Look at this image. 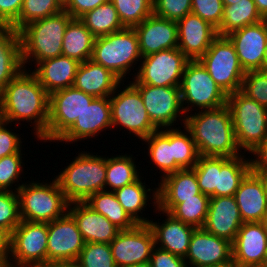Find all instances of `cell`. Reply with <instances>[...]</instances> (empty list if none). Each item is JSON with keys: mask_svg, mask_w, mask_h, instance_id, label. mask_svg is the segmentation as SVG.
<instances>
[{"mask_svg": "<svg viewBox=\"0 0 267 267\" xmlns=\"http://www.w3.org/2000/svg\"><path fill=\"white\" fill-rule=\"evenodd\" d=\"M30 72V73H29ZM50 95L31 70L23 69L0 94L3 121L34 120L35 137L47 141Z\"/></svg>", "mask_w": 267, "mask_h": 267, "instance_id": "obj_1", "label": "cell"}, {"mask_svg": "<svg viewBox=\"0 0 267 267\" xmlns=\"http://www.w3.org/2000/svg\"><path fill=\"white\" fill-rule=\"evenodd\" d=\"M178 118L190 131L200 156L236 157L242 152L237 145L232 115L228 105L199 110Z\"/></svg>", "mask_w": 267, "mask_h": 267, "instance_id": "obj_2", "label": "cell"}, {"mask_svg": "<svg viewBox=\"0 0 267 267\" xmlns=\"http://www.w3.org/2000/svg\"><path fill=\"white\" fill-rule=\"evenodd\" d=\"M71 19L63 10L56 15L33 21L18 31L24 69L30 61L37 64L62 55L63 37Z\"/></svg>", "mask_w": 267, "mask_h": 267, "instance_id": "obj_3", "label": "cell"}, {"mask_svg": "<svg viewBox=\"0 0 267 267\" xmlns=\"http://www.w3.org/2000/svg\"><path fill=\"white\" fill-rule=\"evenodd\" d=\"M55 177L66 200L85 202L93 193L105 190L106 157L81 152Z\"/></svg>", "mask_w": 267, "mask_h": 267, "instance_id": "obj_4", "label": "cell"}, {"mask_svg": "<svg viewBox=\"0 0 267 267\" xmlns=\"http://www.w3.org/2000/svg\"><path fill=\"white\" fill-rule=\"evenodd\" d=\"M29 181L15 187L19 197L20 217L23 221L52 222L68 211L69 202L56 178L51 183Z\"/></svg>", "mask_w": 267, "mask_h": 267, "instance_id": "obj_5", "label": "cell"}, {"mask_svg": "<svg viewBox=\"0 0 267 267\" xmlns=\"http://www.w3.org/2000/svg\"><path fill=\"white\" fill-rule=\"evenodd\" d=\"M139 59L142 56L134 28L125 27L95 38L91 60L112 71L122 82Z\"/></svg>", "mask_w": 267, "mask_h": 267, "instance_id": "obj_6", "label": "cell"}, {"mask_svg": "<svg viewBox=\"0 0 267 267\" xmlns=\"http://www.w3.org/2000/svg\"><path fill=\"white\" fill-rule=\"evenodd\" d=\"M235 138L241 150L250 153L267 137V108L240 90L227 95Z\"/></svg>", "mask_w": 267, "mask_h": 267, "instance_id": "obj_7", "label": "cell"}, {"mask_svg": "<svg viewBox=\"0 0 267 267\" xmlns=\"http://www.w3.org/2000/svg\"><path fill=\"white\" fill-rule=\"evenodd\" d=\"M180 93L185 116L193 110L192 107L207 110L227 104V94L216 84L199 60L187 62L180 83Z\"/></svg>", "mask_w": 267, "mask_h": 267, "instance_id": "obj_8", "label": "cell"}, {"mask_svg": "<svg viewBox=\"0 0 267 267\" xmlns=\"http://www.w3.org/2000/svg\"><path fill=\"white\" fill-rule=\"evenodd\" d=\"M120 85L109 96L112 128L121 126L143 140L159 129L151 122L139 90L131 81L123 91L118 90Z\"/></svg>", "mask_w": 267, "mask_h": 267, "instance_id": "obj_9", "label": "cell"}, {"mask_svg": "<svg viewBox=\"0 0 267 267\" xmlns=\"http://www.w3.org/2000/svg\"><path fill=\"white\" fill-rule=\"evenodd\" d=\"M199 61L227 95L241 89L245 71L239 63L234 44L227 36L218 35Z\"/></svg>", "mask_w": 267, "mask_h": 267, "instance_id": "obj_10", "label": "cell"}, {"mask_svg": "<svg viewBox=\"0 0 267 267\" xmlns=\"http://www.w3.org/2000/svg\"><path fill=\"white\" fill-rule=\"evenodd\" d=\"M47 241L48 223L21 220L10 234L11 267H47Z\"/></svg>", "mask_w": 267, "mask_h": 267, "instance_id": "obj_11", "label": "cell"}, {"mask_svg": "<svg viewBox=\"0 0 267 267\" xmlns=\"http://www.w3.org/2000/svg\"><path fill=\"white\" fill-rule=\"evenodd\" d=\"M143 60V61H142ZM132 84L180 87L189 59L178 49H168L142 57Z\"/></svg>", "mask_w": 267, "mask_h": 267, "instance_id": "obj_12", "label": "cell"}, {"mask_svg": "<svg viewBox=\"0 0 267 267\" xmlns=\"http://www.w3.org/2000/svg\"><path fill=\"white\" fill-rule=\"evenodd\" d=\"M95 97L70 86L50 94L47 140L57 141Z\"/></svg>", "mask_w": 267, "mask_h": 267, "instance_id": "obj_13", "label": "cell"}, {"mask_svg": "<svg viewBox=\"0 0 267 267\" xmlns=\"http://www.w3.org/2000/svg\"><path fill=\"white\" fill-rule=\"evenodd\" d=\"M140 92L151 122L158 129L171 128L185 114L180 87L133 84ZM175 121V122H174Z\"/></svg>", "mask_w": 267, "mask_h": 267, "instance_id": "obj_14", "label": "cell"}, {"mask_svg": "<svg viewBox=\"0 0 267 267\" xmlns=\"http://www.w3.org/2000/svg\"><path fill=\"white\" fill-rule=\"evenodd\" d=\"M154 247V235L148 224H137L132 229L120 230L110 243L117 267L149 262Z\"/></svg>", "mask_w": 267, "mask_h": 267, "instance_id": "obj_15", "label": "cell"}, {"mask_svg": "<svg viewBox=\"0 0 267 267\" xmlns=\"http://www.w3.org/2000/svg\"><path fill=\"white\" fill-rule=\"evenodd\" d=\"M84 245L77 223L68 211L62 217L48 222L47 267L78 259Z\"/></svg>", "mask_w": 267, "mask_h": 267, "instance_id": "obj_16", "label": "cell"}, {"mask_svg": "<svg viewBox=\"0 0 267 267\" xmlns=\"http://www.w3.org/2000/svg\"><path fill=\"white\" fill-rule=\"evenodd\" d=\"M237 267H267V233L261 222L243 223L232 242Z\"/></svg>", "mask_w": 267, "mask_h": 267, "instance_id": "obj_17", "label": "cell"}, {"mask_svg": "<svg viewBox=\"0 0 267 267\" xmlns=\"http://www.w3.org/2000/svg\"><path fill=\"white\" fill-rule=\"evenodd\" d=\"M185 261L187 266L190 265L191 267L229 264L233 262L232 243L205 231L203 228H196L192 233Z\"/></svg>", "mask_w": 267, "mask_h": 267, "instance_id": "obj_18", "label": "cell"}, {"mask_svg": "<svg viewBox=\"0 0 267 267\" xmlns=\"http://www.w3.org/2000/svg\"><path fill=\"white\" fill-rule=\"evenodd\" d=\"M227 37L234 44L239 63L245 72L263 69L267 44L265 19L233 31Z\"/></svg>", "mask_w": 267, "mask_h": 267, "instance_id": "obj_19", "label": "cell"}, {"mask_svg": "<svg viewBox=\"0 0 267 267\" xmlns=\"http://www.w3.org/2000/svg\"><path fill=\"white\" fill-rule=\"evenodd\" d=\"M139 42L141 56L178 47L177 21L152 13L141 24L133 27Z\"/></svg>", "mask_w": 267, "mask_h": 267, "instance_id": "obj_20", "label": "cell"}, {"mask_svg": "<svg viewBox=\"0 0 267 267\" xmlns=\"http://www.w3.org/2000/svg\"><path fill=\"white\" fill-rule=\"evenodd\" d=\"M177 26V48L189 60H199L218 36L215 27L193 13L178 20Z\"/></svg>", "mask_w": 267, "mask_h": 267, "instance_id": "obj_21", "label": "cell"}, {"mask_svg": "<svg viewBox=\"0 0 267 267\" xmlns=\"http://www.w3.org/2000/svg\"><path fill=\"white\" fill-rule=\"evenodd\" d=\"M112 127L111 104L109 97H95L77 117L74 124L57 140L77 142L88 137L98 136L99 132Z\"/></svg>", "mask_w": 267, "mask_h": 267, "instance_id": "obj_22", "label": "cell"}, {"mask_svg": "<svg viewBox=\"0 0 267 267\" xmlns=\"http://www.w3.org/2000/svg\"><path fill=\"white\" fill-rule=\"evenodd\" d=\"M242 224L235 196L210 197L205 231L232 243Z\"/></svg>", "mask_w": 267, "mask_h": 267, "instance_id": "obj_23", "label": "cell"}, {"mask_svg": "<svg viewBox=\"0 0 267 267\" xmlns=\"http://www.w3.org/2000/svg\"><path fill=\"white\" fill-rule=\"evenodd\" d=\"M157 188V208L169 213L181 199L195 198L201 193L193 169H181L160 179Z\"/></svg>", "mask_w": 267, "mask_h": 267, "instance_id": "obj_24", "label": "cell"}, {"mask_svg": "<svg viewBox=\"0 0 267 267\" xmlns=\"http://www.w3.org/2000/svg\"><path fill=\"white\" fill-rule=\"evenodd\" d=\"M68 212L75 219L85 243L110 244L120 229L85 202H72Z\"/></svg>", "mask_w": 267, "mask_h": 267, "instance_id": "obj_25", "label": "cell"}, {"mask_svg": "<svg viewBox=\"0 0 267 267\" xmlns=\"http://www.w3.org/2000/svg\"><path fill=\"white\" fill-rule=\"evenodd\" d=\"M155 210L162 212L163 215L166 214V221L164 220L162 224L153 222V220L148 222L154 235L155 246L160 244L157 247L185 259L192 233L196 228L175 219L171 214L163 212L157 207Z\"/></svg>", "mask_w": 267, "mask_h": 267, "instance_id": "obj_26", "label": "cell"}, {"mask_svg": "<svg viewBox=\"0 0 267 267\" xmlns=\"http://www.w3.org/2000/svg\"><path fill=\"white\" fill-rule=\"evenodd\" d=\"M122 80L91 59L80 63L73 86L94 97H109Z\"/></svg>", "mask_w": 267, "mask_h": 267, "instance_id": "obj_27", "label": "cell"}, {"mask_svg": "<svg viewBox=\"0 0 267 267\" xmlns=\"http://www.w3.org/2000/svg\"><path fill=\"white\" fill-rule=\"evenodd\" d=\"M235 199L243 223L261 222L267 214V197L260 178L249 172L240 182Z\"/></svg>", "mask_w": 267, "mask_h": 267, "instance_id": "obj_28", "label": "cell"}, {"mask_svg": "<svg viewBox=\"0 0 267 267\" xmlns=\"http://www.w3.org/2000/svg\"><path fill=\"white\" fill-rule=\"evenodd\" d=\"M80 62L64 55L38 62L33 74L50 95L73 86Z\"/></svg>", "mask_w": 267, "mask_h": 267, "instance_id": "obj_29", "label": "cell"}, {"mask_svg": "<svg viewBox=\"0 0 267 267\" xmlns=\"http://www.w3.org/2000/svg\"><path fill=\"white\" fill-rule=\"evenodd\" d=\"M23 69L19 32L0 26V94Z\"/></svg>", "mask_w": 267, "mask_h": 267, "instance_id": "obj_30", "label": "cell"}, {"mask_svg": "<svg viewBox=\"0 0 267 267\" xmlns=\"http://www.w3.org/2000/svg\"><path fill=\"white\" fill-rule=\"evenodd\" d=\"M244 157H217L215 197L235 195L240 182L251 171L250 160Z\"/></svg>", "mask_w": 267, "mask_h": 267, "instance_id": "obj_31", "label": "cell"}, {"mask_svg": "<svg viewBox=\"0 0 267 267\" xmlns=\"http://www.w3.org/2000/svg\"><path fill=\"white\" fill-rule=\"evenodd\" d=\"M141 141L148 143V156L163 172L161 178L182 169L173 157V127L159 129Z\"/></svg>", "mask_w": 267, "mask_h": 267, "instance_id": "obj_32", "label": "cell"}, {"mask_svg": "<svg viewBox=\"0 0 267 267\" xmlns=\"http://www.w3.org/2000/svg\"><path fill=\"white\" fill-rule=\"evenodd\" d=\"M95 38L79 18H72L63 37L62 55L80 63L90 60Z\"/></svg>", "mask_w": 267, "mask_h": 267, "instance_id": "obj_33", "label": "cell"}, {"mask_svg": "<svg viewBox=\"0 0 267 267\" xmlns=\"http://www.w3.org/2000/svg\"><path fill=\"white\" fill-rule=\"evenodd\" d=\"M146 188L145 183L143 185L142 179L139 177L136 181L114 191L120 205L137 224H148L149 222V219L141 217L139 212L142 214L141 210L146 209L145 206L151 199V195H148L151 191H153L152 200L154 199L152 203L155 204L153 206L157 207V188L154 190Z\"/></svg>", "mask_w": 267, "mask_h": 267, "instance_id": "obj_34", "label": "cell"}, {"mask_svg": "<svg viewBox=\"0 0 267 267\" xmlns=\"http://www.w3.org/2000/svg\"><path fill=\"white\" fill-rule=\"evenodd\" d=\"M264 20L257 11L254 0H241L224 6L223 19L216 29L217 35L227 36L233 31Z\"/></svg>", "mask_w": 267, "mask_h": 267, "instance_id": "obj_35", "label": "cell"}, {"mask_svg": "<svg viewBox=\"0 0 267 267\" xmlns=\"http://www.w3.org/2000/svg\"><path fill=\"white\" fill-rule=\"evenodd\" d=\"M85 203L95 212L105 216L120 230H129L137 225V223L120 205L114 192L112 191L103 190L93 193L85 201Z\"/></svg>", "mask_w": 267, "mask_h": 267, "instance_id": "obj_36", "label": "cell"}, {"mask_svg": "<svg viewBox=\"0 0 267 267\" xmlns=\"http://www.w3.org/2000/svg\"><path fill=\"white\" fill-rule=\"evenodd\" d=\"M79 19L95 37L105 36L125 28L110 0L86 12Z\"/></svg>", "mask_w": 267, "mask_h": 267, "instance_id": "obj_37", "label": "cell"}, {"mask_svg": "<svg viewBox=\"0 0 267 267\" xmlns=\"http://www.w3.org/2000/svg\"><path fill=\"white\" fill-rule=\"evenodd\" d=\"M132 155H117L106 158V191L114 192L139 178V171ZM138 171V172H137ZM109 189H107V187Z\"/></svg>", "mask_w": 267, "mask_h": 267, "instance_id": "obj_38", "label": "cell"}, {"mask_svg": "<svg viewBox=\"0 0 267 267\" xmlns=\"http://www.w3.org/2000/svg\"><path fill=\"white\" fill-rule=\"evenodd\" d=\"M210 197L200 193L195 198L181 199L170 212L175 219L195 228H202L206 221Z\"/></svg>", "mask_w": 267, "mask_h": 267, "instance_id": "obj_39", "label": "cell"}, {"mask_svg": "<svg viewBox=\"0 0 267 267\" xmlns=\"http://www.w3.org/2000/svg\"><path fill=\"white\" fill-rule=\"evenodd\" d=\"M64 10L59 0H24L18 19L11 27L19 31L27 24L56 15Z\"/></svg>", "mask_w": 267, "mask_h": 267, "instance_id": "obj_40", "label": "cell"}, {"mask_svg": "<svg viewBox=\"0 0 267 267\" xmlns=\"http://www.w3.org/2000/svg\"><path fill=\"white\" fill-rule=\"evenodd\" d=\"M124 27L133 28L153 13L154 0H110Z\"/></svg>", "mask_w": 267, "mask_h": 267, "instance_id": "obj_41", "label": "cell"}, {"mask_svg": "<svg viewBox=\"0 0 267 267\" xmlns=\"http://www.w3.org/2000/svg\"><path fill=\"white\" fill-rule=\"evenodd\" d=\"M183 127L184 132L180 127L173 128V157L182 169H192L200 155L190 131L185 126Z\"/></svg>", "mask_w": 267, "mask_h": 267, "instance_id": "obj_42", "label": "cell"}, {"mask_svg": "<svg viewBox=\"0 0 267 267\" xmlns=\"http://www.w3.org/2000/svg\"><path fill=\"white\" fill-rule=\"evenodd\" d=\"M21 222L17 192L0 190V229L11 234Z\"/></svg>", "mask_w": 267, "mask_h": 267, "instance_id": "obj_43", "label": "cell"}, {"mask_svg": "<svg viewBox=\"0 0 267 267\" xmlns=\"http://www.w3.org/2000/svg\"><path fill=\"white\" fill-rule=\"evenodd\" d=\"M192 169L195 171L201 193L209 197H215L217 157L200 156Z\"/></svg>", "mask_w": 267, "mask_h": 267, "instance_id": "obj_44", "label": "cell"}, {"mask_svg": "<svg viewBox=\"0 0 267 267\" xmlns=\"http://www.w3.org/2000/svg\"><path fill=\"white\" fill-rule=\"evenodd\" d=\"M77 260L82 267H117L107 243H85Z\"/></svg>", "mask_w": 267, "mask_h": 267, "instance_id": "obj_45", "label": "cell"}, {"mask_svg": "<svg viewBox=\"0 0 267 267\" xmlns=\"http://www.w3.org/2000/svg\"><path fill=\"white\" fill-rule=\"evenodd\" d=\"M240 91L267 108V76L262 70L245 72Z\"/></svg>", "mask_w": 267, "mask_h": 267, "instance_id": "obj_46", "label": "cell"}, {"mask_svg": "<svg viewBox=\"0 0 267 267\" xmlns=\"http://www.w3.org/2000/svg\"><path fill=\"white\" fill-rule=\"evenodd\" d=\"M22 152L4 156L0 159V190L12 191L11 186L19 182L18 178L23 173Z\"/></svg>", "mask_w": 267, "mask_h": 267, "instance_id": "obj_47", "label": "cell"}, {"mask_svg": "<svg viewBox=\"0 0 267 267\" xmlns=\"http://www.w3.org/2000/svg\"><path fill=\"white\" fill-rule=\"evenodd\" d=\"M192 0H154L153 13L162 18L178 21L191 13Z\"/></svg>", "mask_w": 267, "mask_h": 267, "instance_id": "obj_48", "label": "cell"}, {"mask_svg": "<svg viewBox=\"0 0 267 267\" xmlns=\"http://www.w3.org/2000/svg\"><path fill=\"white\" fill-rule=\"evenodd\" d=\"M191 13L198 15L217 29L223 19L224 4L222 0H192Z\"/></svg>", "mask_w": 267, "mask_h": 267, "instance_id": "obj_49", "label": "cell"}, {"mask_svg": "<svg viewBox=\"0 0 267 267\" xmlns=\"http://www.w3.org/2000/svg\"><path fill=\"white\" fill-rule=\"evenodd\" d=\"M6 125L8 123L5 121L0 123V159L4 156L18 153L22 148V140L19 134L7 129Z\"/></svg>", "mask_w": 267, "mask_h": 267, "instance_id": "obj_50", "label": "cell"}, {"mask_svg": "<svg viewBox=\"0 0 267 267\" xmlns=\"http://www.w3.org/2000/svg\"><path fill=\"white\" fill-rule=\"evenodd\" d=\"M149 263L151 267H189L184 258L157 246L152 251Z\"/></svg>", "mask_w": 267, "mask_h": 267, "instance_id": "obj_51", "label": "cell"}, {"mask_svg": "<svg viewBox=\"0 0 267 267\" xmlns=\"http://www.w3.org/2000/svg\"><path fill=\"white\" fill-rule=\"evenodd\" d=\"M24 0H0V26H11L19 17Z\"/></svg>", "mask_w": 267, "mask_h": 267, "instance_id": "obj_52", "label": "cell"}, {"mask_svg": "<svg viewBox=\"0 0 267 267\" xmlns=\"http://www.w3.org/2000/svg\"><path fill=\"white\" fill-rule=\"evenodd\" d=\"M108 0H68L64 5L66 11L72 18H80L86 12L94 10Z\"/></svg>", "mask_w": 267, "mask_h": 267, "instance_id": "obj_53", "label": "cell"}, {"mask_svg": "<svg viewBox=\"0 0 267 267\" xmlns=\"http://www.w3.org/2000/svg\"><path fill=\"white\" fill-rule=\"evenodd\" d=\"M251 153L256 157L249 159L251 172H267V137Z\"/></svg>", "mask_w": 267, "mask_h": 267, "instance_id": "obj_54", "label": "cell"}, {"mask_svg": "<svg viewBox=\"0 0 267 267\" xmlns=\"http://www.w3.org/2000/svg\"><path fill=\"white\" fill-rule=\"evenodd\" d=\"M0 262H10V234L0 229Z\"/></svg>", "mask_w": 267, "mask_h": 267, "instance_id": "obj_55", "label": "cell"}, {"mask_svg": "<svg viewBox=\"0 0 267 267\" xmlns=\"http://www.w3.org/2000/svg\"><path fill=\"white\" fill-rule=\"evenodd\" d=\"M49 267H82V265L76 259V260H66V261L57 262L55 264L50 265Z\"/></svg>", "mask_w": 267, "mask_h": 267, "instance_id": "obj_56", "label": "cell"}, {"mask_svg": "<svg viewBox=\"0 0 267 267\" xmlns=\"http://www.w3.org/2000/svg\"><path fill=\"white\" fill-rule=\"evenodd\" d=\"M257 11L265 19L267 17V0H254Z\"/></svg>", "mask_w": 267, "mask_h": 267, "instance_id": "obj_57", "label": "cell"}, {"mask_svg": "<svg viewBox=\"0 0 267 267\" xmlns=\"http://www.w3.org/2000/svg\"><path fill=\"white\" fill-rule=\"evenodd\" d=\"M255 173L263 183L265 195L267 197V172H253Z\"/></svg>", "mask_w": 267, "mask_h": 267, "instance_id": "obj_58", "label": "cell"}, {"mask_svg": "<svg viewBox=\"0 0 267 267\" xmlns=\"http://www.w3.org/2000/svg\"><path fill=\"white\" fill-rule=\"evenodd\" d=\"M129 267H151V265L149 262H146V263H141V264H135Z\"/></svg>", "mask_w": 267, "mask_h": 267, "instance_id": "obj_59", "label": "cell"}, {"mask_svg": "<svg viewBox=\"0 0 267 267\" xmlns=\"http://www.w3.org/2000/svg\"><path fill=\"white\" fill-rule=\"evenodd\" d=\"M222 1H223L224 6H227V5H233V2H238L241 0H222Z\"/></svg>", "mask_w": 267, "mask_h": 267, "instance_id": "obj_60", "label": "cell"}, {"mask_svg": "<svg viewBox=\"0 0 267 267\" xmlns=\"http://www.w3.org/2000/svg\"><path fill=\"white\" fill-rule=\"evenodd\" d=\"M261 223L263 224L264 230L267 233V214L263 217Z\"/></svg>", "mask_w": 267, "mask_h": 267, "instance_id": "obj_61", "label": "cell"}, {"mask_svg": "<svg viewBox=\"0 0 267 267\" xmlns=\"http://www.w3.org/2000/svg\"><path fill=\"white\" fill-rule=\"evenodd\" d=\"M263 68H267V44H266V50L264 53Z\"/></svg>", "mask_w": 267, "mask_h": 267, "instance_id": "obj_62", "label": "cell"}, {"mask_svg": "<svg viewBox=\"0 0 267 267\" xmlns=\"http://www.w3.org/2000/svg\"><path fill=\"white\" fill-rule=\"evenodd\" d=\"M212 267H237V266L233 262H231L229 264H224L220 266H212Z\"/></svg>", "mask_w": 267, "mask_h": 267, "instance_id": "obj_63", "label": "cell"}, {"mask_svg": "<svg viewBox=\"0 0 267 267\" xmlns=\"http://www.w3.org/2000/svg\"><path fill=\"white\" fill-rule=\"evenodd\" d=\"M11 262H0V267H10Z\"/></svg>", "mask_w": 267, "mask_h": 267, "instance_id": "obj_64", "label": "cell"}, {"mask_svg": "<svg viewBox=\"0 0 267 267\" xmlns=\"http://www.w3.org/2000/svg\"><path fill=\"white\" fill-rule=\"evenodd\" d=\"M59 1L64 6L67 3L68 0H59Z\"/></svg>", "mask_w": 267, "mask_h": 267, "instance_id": "obj_65", "label": "cell"}, {"mask_svg": "<svg viewBox=\"0 0 267 267\" xmlns=\"http://www.w3.org/2000/svg\"><path fill=\"white\" fill-rule=\"evenodd\" d=\"M3 121V117H2V112H1V107H0V123Z\"/></svg>", "mask_w": 267, "mask_h": 267, "instance_id": "obj_66", "label": "cell"}, {"mask_svg": "<svg viewBox=\"0 0 267 267\" xmlns=\"http://www.w3.org/2000/svg\"><path fill=\"white\" fill-rule=\"evenodd\" d=\"M262 71L266 74L267 76V68H263Z\"/></svg>", "mask_w": 267, "mask_h": 267, "instance_id": "obj_67", "label": "cell"}]
</instances>
